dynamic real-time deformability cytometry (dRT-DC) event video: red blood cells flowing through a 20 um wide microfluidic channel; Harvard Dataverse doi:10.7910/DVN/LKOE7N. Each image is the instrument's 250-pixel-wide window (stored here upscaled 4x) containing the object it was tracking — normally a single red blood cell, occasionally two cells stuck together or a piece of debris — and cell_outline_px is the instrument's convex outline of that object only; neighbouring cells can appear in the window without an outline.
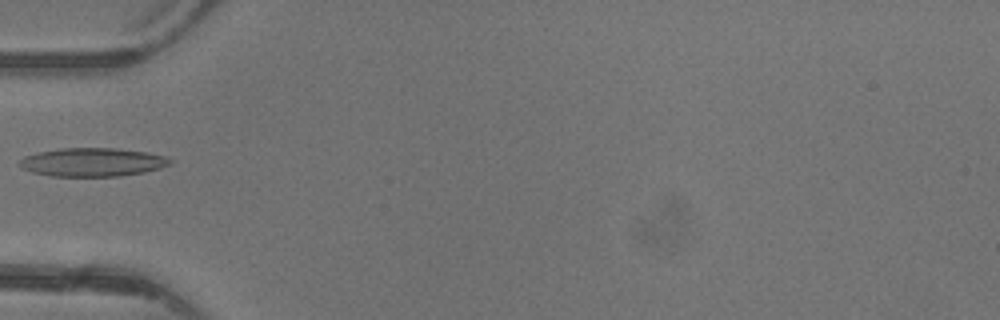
{"species": "common noctule bat (a hibernating species)", "species_latin": "Nyctalus noctula", "temperature_condition": "warm", "stored_images_in_passage": 5, "camera_frame_rate_fps": 3000, "um_per_image_px": 0.085, "animal": {"sex": "female"}, "frame": {"image": 1, "passage_image": 5, "time_ms": 4.667, "image_size_px": [1000, 320], "cell_outline_px": [[172, 160], [168, 164], [160, 168], [144, 172], [120, 176], [52, 176], [32, 172], [20, 168], [16, 164], [24, 156], [40, 152], [60, 148], [112, 148], [144, 152], [164, 156]], "centroid_in_image_um": [7.79, 13.79], "position_along_channel_um": 77.2, "area_um2": 24.85}}